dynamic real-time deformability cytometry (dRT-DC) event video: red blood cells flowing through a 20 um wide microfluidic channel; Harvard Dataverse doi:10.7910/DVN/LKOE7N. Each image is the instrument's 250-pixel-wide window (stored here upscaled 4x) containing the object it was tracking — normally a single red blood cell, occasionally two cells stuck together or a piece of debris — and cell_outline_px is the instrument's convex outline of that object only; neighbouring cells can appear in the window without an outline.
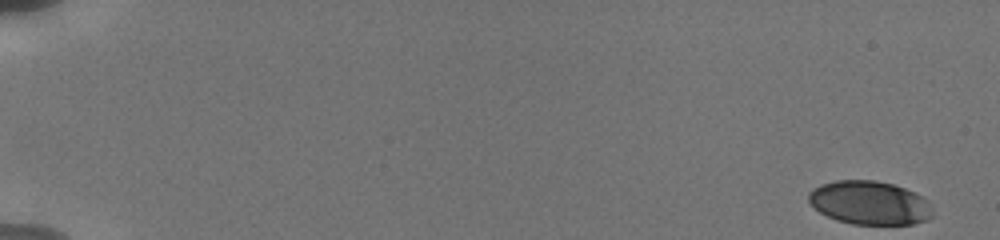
{"species": "human", "species_latin": "Homo sapiens", "temperature_condition": "cold", "stored_images_in_passage": 43, "camera_frame_rate_fps": 3000, "um_per_image_px": 0.085, "donor": {"sex": "male"}, "frame": {"image": 1, "passage_image": 1, "time_ms": 0.0, "image_size_px": [1000, 240], "cell_outline_px": [[932, 216], [928, 220], [912, 224], [852, 224], [836, 220], [820, 212], [808, 200], [808, 192], [812, 188], [820, 184], [836, 180], [876, 180], [892, 184], [904, 188], [924, 196], [928, 200], [932, 208]], "centroid_in_image_um": [73.93, 17.23], "position_along_channel_um": 11.1, "area_um2": 31.73}}
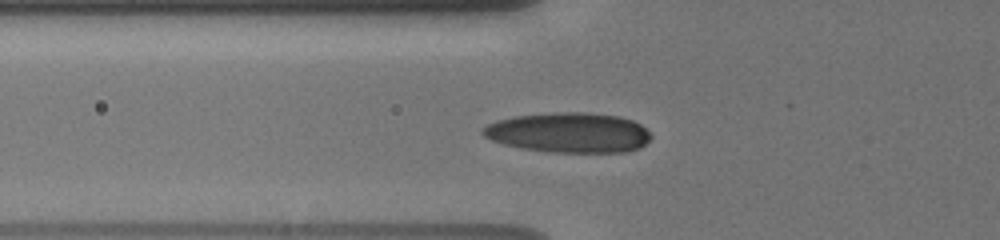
{"frame": {"image": 2, "passage_image": 17, "time_ms": 6.667, "image_size_px": [1000, 240], "cell_outline_px": [[652, 136], [640, 148], [628, 152], [552, 152], [520, 148], [504, 144], [492, 140], [484, 136], [480, 132], [480, 128], [496, 120], [516, 116], [552, 112], [588, 112], [620, 116], [632, 120], [640, 124]], "centroid_in_image_um": [48.33, 11.27], "position_along_channel_um": 77.5, "area_um2": 39.42}}
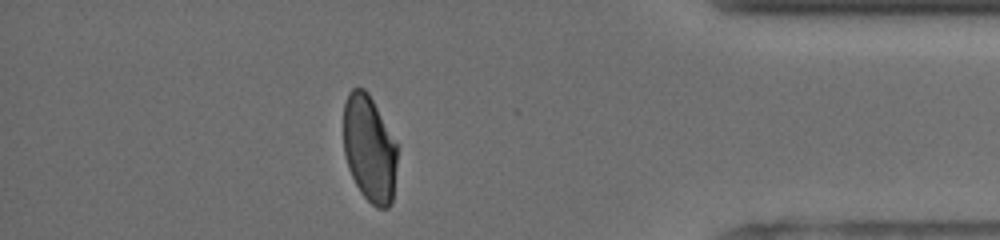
{"frame": {"image": 3, "passage_image": 38, "time_ms": 16.0, "image_size_px": [1000, 240], "cell_outline_px": [[400, 144], [392, 204], [388, 208], [376, 208], [360, 192], [348, 168], [344, 152], [344, 104], [348, 92], [352, 88], [364, 88], [368, 92]], "centroid_in_image_um": [31.45, 12.63], "position_along_channel_um": 403.7, "area_um2": 34.45}, "authors_computed_cell_mechanics": {"area_um2": 35.1424, "velocity_mm_per_s": 3.7941, "shape_relaxation_time_tau1_ms": 6.7489, "shape_relaxation_time_tau2_ms": 1.2397, "deformation_change_tau1": 0.1827, "deformation_change_tau2": 0.0483}}